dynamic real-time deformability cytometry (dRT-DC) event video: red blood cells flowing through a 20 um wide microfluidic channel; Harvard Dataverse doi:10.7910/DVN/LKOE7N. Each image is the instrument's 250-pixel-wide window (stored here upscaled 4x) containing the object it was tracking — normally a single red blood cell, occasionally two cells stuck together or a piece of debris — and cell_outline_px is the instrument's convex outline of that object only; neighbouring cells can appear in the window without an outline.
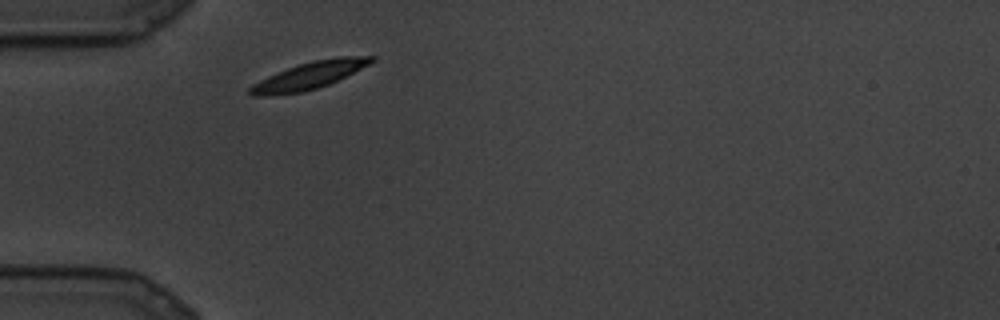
{"species": "common noctule bat (a hibernating species)", "species_latin": "Nyctalus noctula", "temperature_condition": "cold", "stored_images_in_passage": 55, "camera_frame_rate_fps": 3000, "um_per_image_px": 0.085, "animal": {"sex": "male", "body_mass_g": 19.5, "forearm_length_mm": 54.6}, "frame": {"image": 1, "passage_image": 1, "time_ms": 0.0, "image_size_px": [1000, 320], "cell_outline_px": [[376, 60], [328, 84], [316, 88], [300, 92], [264, 96], [252, 96], [248, 92], [248, 88], [252, 84], [268, 76], [288, 68], [312, 60], [340, 56], [376, 56]], "centroid_in_image_um": [26.24, 6.41], "position_along_channel_um": 58.8, "area_um2": 18.79}}
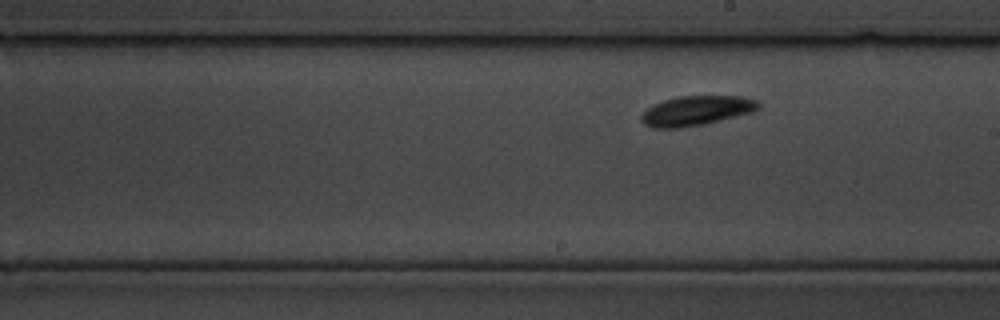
{"frame": {"image": 2, "passage_image": 27, "time_ms": 8.667, "image_size_px": [1000, 320], "cell_outline_px": [[760, 108], [752, 112], [704, 124], [680, 128], [652, 128], [644, 124], [640, 120], [640, 116], [648, 108], [664, 100], [680, 96], [740, 96], [756, 100], [760, 104]], "centroid_in_image_um": [59.18, 9.41], "position_along_channel_um": 229.8, "area_um2": 20.11}}
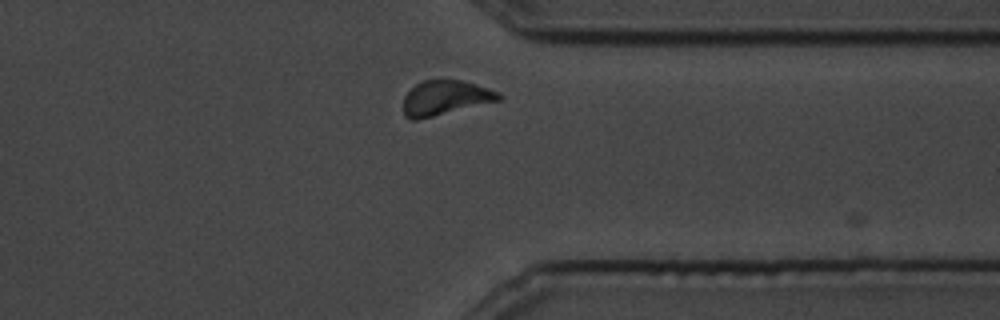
{"frame": {"image": 3, "passage_image": 48, "time_ms": 15.667, "image_size_px": [1000, 320], "cell_outline_px": [[504, 96], [500, 100], [416, 120], [408, 120], [404, 116], [404, 96], [416, 84], [424, 80], [460, 80], [476, 84], [500, 92]], "centroid_in_image_um": [37.85, 8.31], "position_along_channel_um": 373.6, "area_um2": 19.13}}